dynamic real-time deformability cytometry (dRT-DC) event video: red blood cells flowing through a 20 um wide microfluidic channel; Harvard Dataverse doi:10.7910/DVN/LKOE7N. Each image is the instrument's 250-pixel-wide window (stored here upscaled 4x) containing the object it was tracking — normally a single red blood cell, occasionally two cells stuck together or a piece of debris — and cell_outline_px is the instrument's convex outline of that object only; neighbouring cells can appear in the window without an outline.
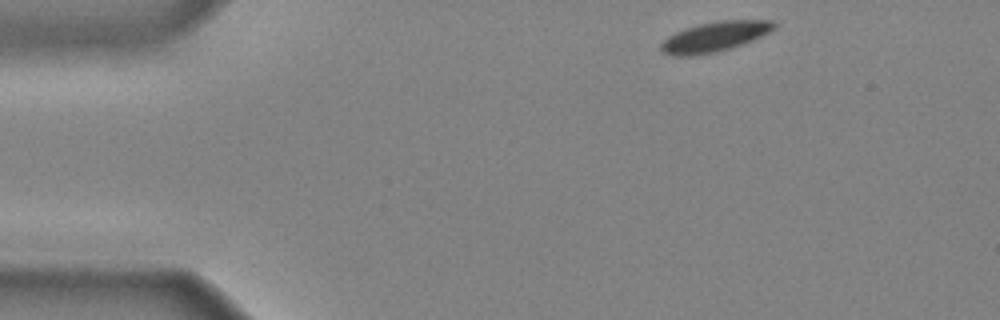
{"species": "common noctule bat (a hibernating species)", "species_latin": "Nyctalus noctula", "temperature_condition": "cold", "stored_images_in_passage": 33, "camera_frame_rate_fps": 3000, "um_per_image_px": 0.085, "animal": {"sex": "male", "body_mass_g": 20.4}, "frame": {"image": 1, "passage_image": 1, "time_ms": 0.0, "image_size_px": [1000, 320], "cell_outline_px": [[780, 24], [776, 28], [752, 40], [716, 52], [692, 56], [672, 56], [660, 52], [660, 44], [668, 36], [684, 28], [700, 24], [720, 20], [776, 20]], "centroid_in_image_um": [60.74, 3.11], "position_along_channel_um": 24.3, "area_um2": 19.83}}
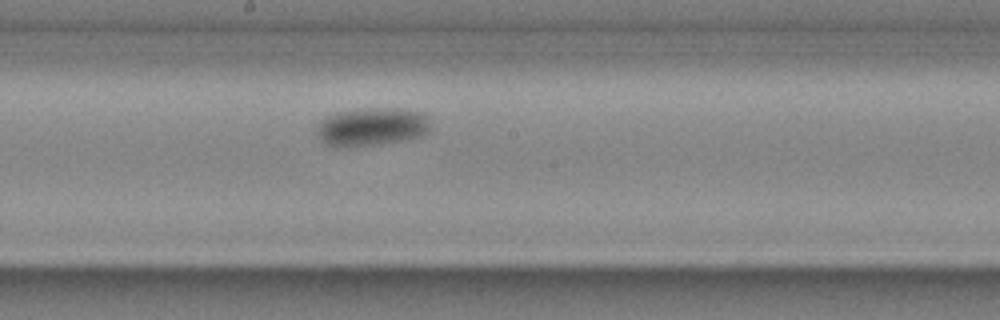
{"frame": {"image": 2, "passage_image": 19, "time_ms": 6.0, "image_size_px": [1000, 320], "cell_outline_px": [[428, 132], [420, 136], [400, 140], [372, 144], [328, 144], [320, 140], [316, 132], [320, 120], [324, 116], [336, 112], [356, 108], [404, 108], [428, 112]], "centroid_in_image_um": [31.63, 10.69], "position_along_channel_um": 216.6, "area_um2": 24.97}}
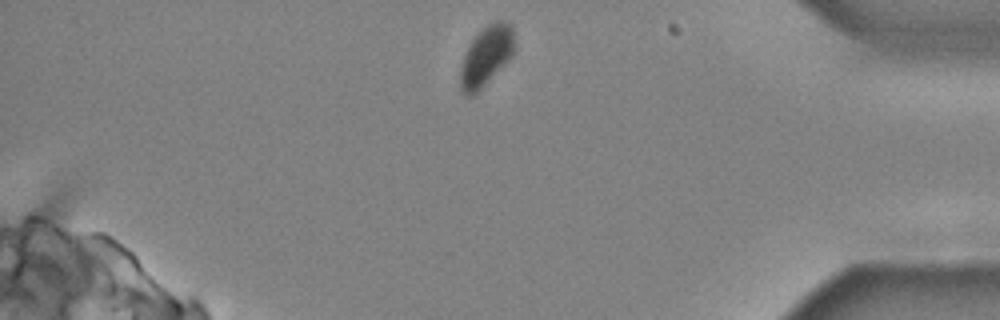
{"frame": {"image": 3, "passage_image": 33, "time_ms": 10.667, "image_size_px": [1000, 320], "cell_outline_px": [[512, 56], [472, 96], [468, 96], [460, 88], [460, 68], [464, 56], [472, 40], [488, 24], [496, 20], [504, 20], [512, 24]], "centroid_in_image_um": [41.3, 4.74], "position_along_channel_um": 393.9, "area_um2": 18.09}}